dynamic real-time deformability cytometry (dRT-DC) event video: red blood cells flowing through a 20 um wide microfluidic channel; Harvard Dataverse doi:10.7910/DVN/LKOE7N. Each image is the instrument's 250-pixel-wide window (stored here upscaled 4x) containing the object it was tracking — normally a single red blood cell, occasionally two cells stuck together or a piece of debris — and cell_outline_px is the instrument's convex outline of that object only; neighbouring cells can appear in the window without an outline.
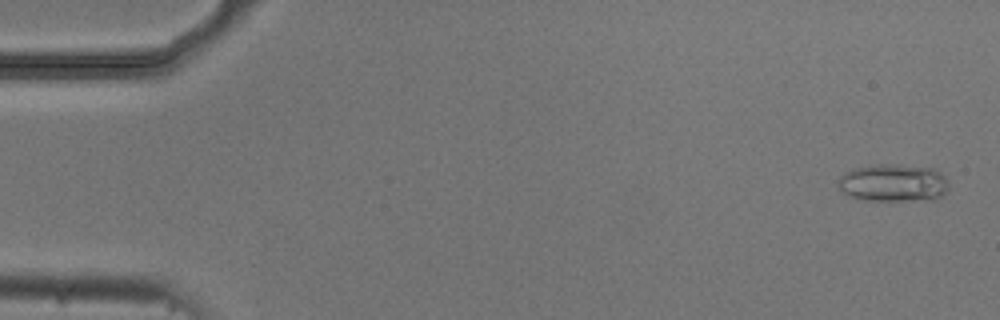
{"species": "common noctule bat (a hibernating species)", "species_latin": "Nyctalus noctula", "temperature_condition": "cold", "stored_images_in_passage": 4, "camera_frame_rate_fps": 3000, "um_per_image_px": 0.085, "animal": {"sex": "male", "body_mass_g": 20.5, "forearm_length_mm": 52.5}, "frame": {"image": 1, "passage_image": 1, "time_ms": 0.0, "image_size_px": [1000, 320], "cell_outline_px": [[948, 188], [940, 196], [932, 200], [860, 200], [844, 192], [840, 188], [840, 176], [844, 172], [852, 168], [876, 164], [880, 164], [932, 168], [940, 172], [948, 180]], "centroid_in_image_um": [75.94, 15.55], "position_along_channel_um": 9.1, "area_um2": 23.99}}